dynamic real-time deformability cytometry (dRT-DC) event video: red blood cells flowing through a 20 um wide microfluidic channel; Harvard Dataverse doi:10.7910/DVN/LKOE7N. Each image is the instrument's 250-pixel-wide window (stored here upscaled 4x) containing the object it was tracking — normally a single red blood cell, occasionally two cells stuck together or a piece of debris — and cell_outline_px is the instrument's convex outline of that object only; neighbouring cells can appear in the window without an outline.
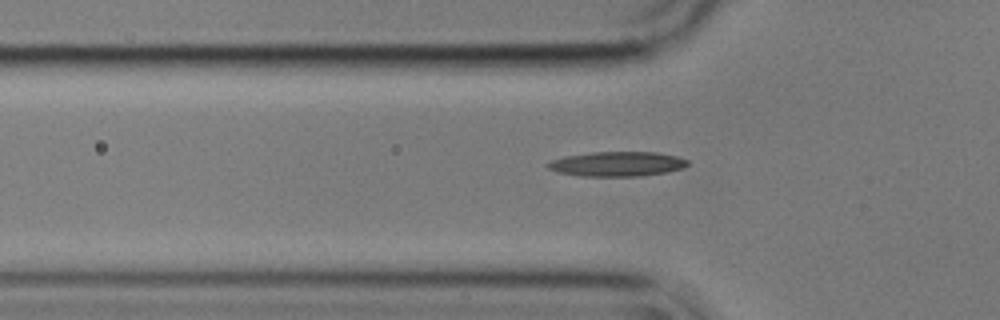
{"species": "common noctule bat (a hibernating species)", "species_latin": "Nyctalus noctula", "temperature_condition": "cold", "stored_images_in_passage": 41, "camera_frame_rate_fps": 3000, "um_per_image_px": 0.085, "animal": {"sex": "male", "body_mass_g": 17.9}, "frame": {"image": 1, "passage_image": 8, "time_ms": 2.333, "image_size_px": [1000, 320], "cell_outline_px": [[688, 164], [680, 168], [668, 172], [640, 176], [580, 176], [556, 172], [548, 168], [544, 164], [552, 160], [564, 156], [592, 152], [656, 152], [676, 156], [688, 160]], "centroid_in_image_um": [52.4, 13.94], "position_along_channel_um": 73.4, "area_um2": 20.17}}
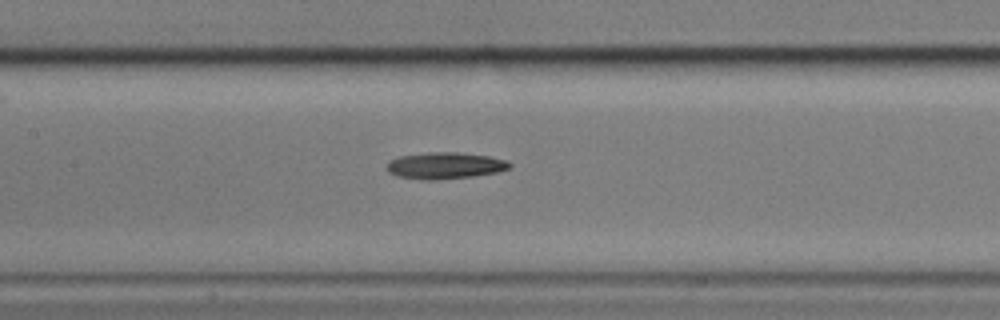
{"frame": {"image": 2, "passage_image": 16, "time_ms": 5.0, "image_size_px": [1000, 320], "cell_outline_px": [[512, 168], [496, 172], [472, 176], [436, 180], [420, 180], [396, 176], [388, 172], [384, 168], [392, 160], [400, 156], [432, 152], [456, 152], [488, 156], [508, 160], [512, 164]], "centroid_in_image_um": [37.83, 14.08], "position_along_channel_um": 169.6, "area_um2": 19.07}}
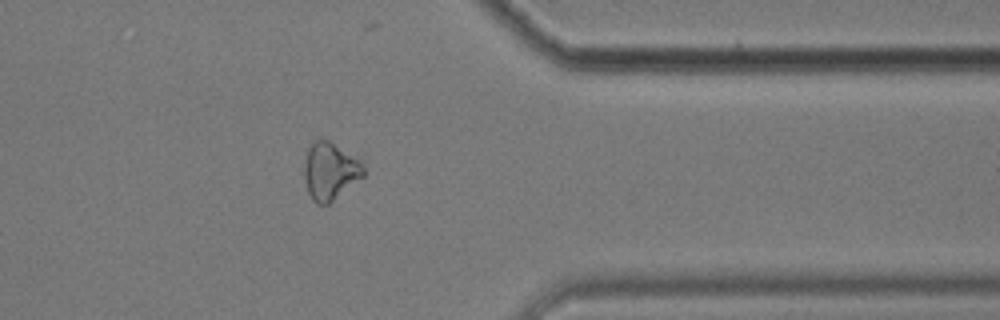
{"frame": {"image": 3, "passage_image": 35, "time_ms": 11.333, "image_size_px": [1000, 320], "cell_outline_px": [[364, 176], [328, 204], [316, 204], [312, 200], [308, 192], [304, 176], [304, 160], [308, 148], [316, 140], [328, 140], [360, 160], [364, 168]], "centroid_in_image_um": [28.04, 14.56], "position_along_channel_um": 383.4, "area_um2": 19.59}}